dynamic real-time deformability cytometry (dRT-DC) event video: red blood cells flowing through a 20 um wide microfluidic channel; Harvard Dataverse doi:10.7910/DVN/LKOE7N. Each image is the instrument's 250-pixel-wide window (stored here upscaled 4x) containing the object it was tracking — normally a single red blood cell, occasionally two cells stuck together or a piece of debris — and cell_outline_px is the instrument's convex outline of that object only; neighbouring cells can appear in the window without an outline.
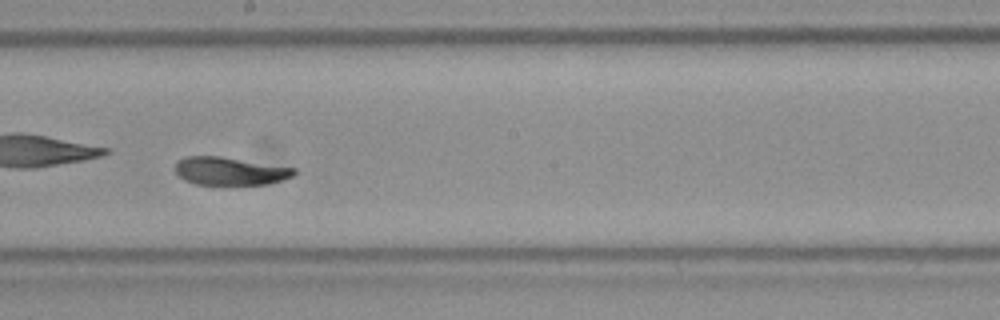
{"species": "Egyptian fruit bat (a non-hibernating species)", "species_latin": "Rousettus aegyptiacus", "temperature_condition": "room temperature", "stored_images_in_passage": 54, "camera_frame_rate_fps": 3000, "um_per_image_px": 0.085, "frame": {"image": 1, "passage_image": 31, "time_ms": 10.0, "image_size_px": [1000, 320], "cell_outline_px": [[296, 172], [292, 176], [280, 180], [264, 184], [196, 184], [184, 180], [176, 172], [176, 164], [180, 160], [188, 156], [220, 156], [296, 168]], "centroid_in_image_um": [19.54, 14.53], "position_along_channel_um": 228.7, "area_um2": 19.02}}
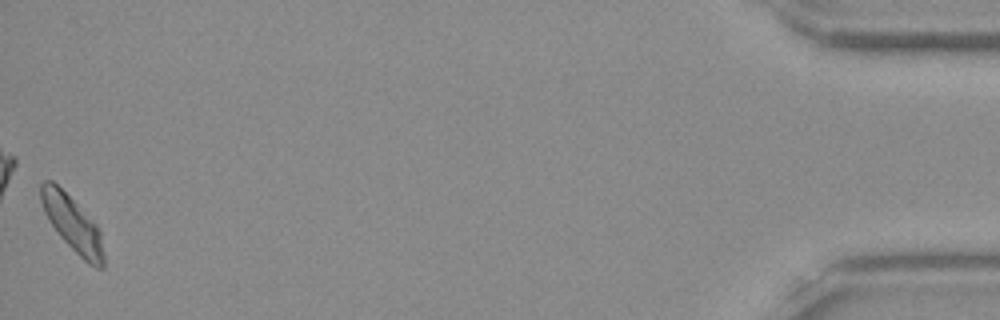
{"frame": {"image": 2, "passage_image": 54, "time_ms": 17.667, "image_size_px": [1000, 320], "cell_outline_px": [[104, 268], [96, 268], [88, 264], [56, 232], [44, 212], [40, 200], [40, 184], [44, 180], [52, 180], [96, 224], [100, 232], [104, 252]], "centroid_in_image_um": [6.15, 19.04], "position_along_channel_um": 429.0, "area_um2": 19.94}, "authors_computed_cell_mechanics": {"area_um2": 20.7213, "velocity_mm_per_s": 3.8229, "shape_relaxation_time_tau1_ms": 3.3093, "shape_relaxation_time_tau2_ms": 3.0227, "deformation_change_tau1": 0.1312, "deformation_change_tau2": 0.0712}}